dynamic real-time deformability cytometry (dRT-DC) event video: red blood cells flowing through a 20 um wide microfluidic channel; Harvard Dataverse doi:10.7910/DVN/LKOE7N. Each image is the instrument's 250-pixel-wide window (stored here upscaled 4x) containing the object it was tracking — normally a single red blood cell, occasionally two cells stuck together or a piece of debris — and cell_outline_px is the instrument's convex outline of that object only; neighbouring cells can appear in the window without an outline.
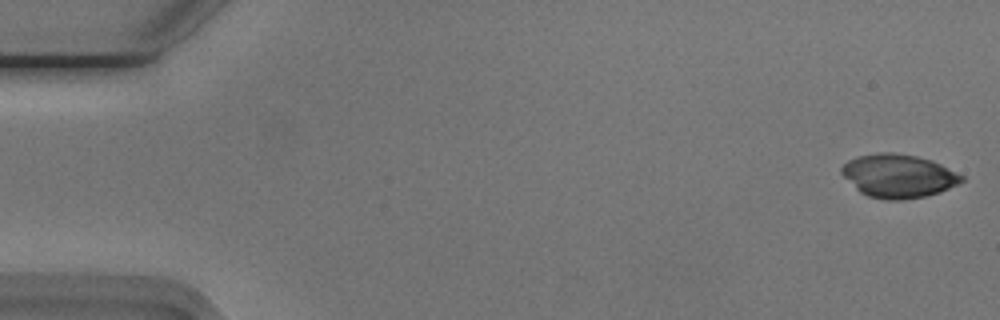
{"species": "Egyptian fruit bat (a non-hibernating species)", "species_latin": "Rousettus aegyptiacus", "temperature_condition": "cold", "stored_images_in_passage": 50, "camera_frame_rate_fps": 3000, "um_per_image_px": 0.085, "animal": {"sex": "male"}, "frame": {"image": 1, "passage_image": 1, "time_ms": 0.0, "image_size_px": [1000, 320], "cell_outline_px": [[964, 180], [940, 192], [924, 196], [900, 200], [884, 200], [868, 196], [860, 192], [840, 172], [840, 168], [848, 160], [856, 156], [880, 152], [892, 152], [916, 156], [932, 160], [964, 176]], "centroid_in_image_um": [76.34, 14.95], "position_along_channel_um": 8.7, "area_um2": 30.23}}
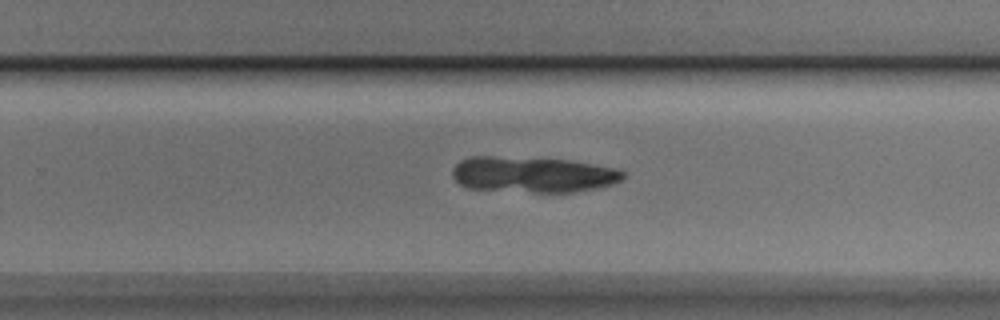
{"frame": {"image": 2, "passage_image": 34, "time_ms": 11.0, "image_size_px": [1000, 320], "cell_outline_px": [[624, 176], [620, 180], [612, 184], [596, 188], [572, 192], [536, 192], [468, 188], [460, 184], [452, 176], [452, 168], [460, 160], [472, 156], [492, 156], [568, 160], [592, 164], [612, 168], [624, 172]], "centroid_in_image_um": [45.24, 14.83], "position_along_channel_um": 284.6, "area_um2": 35.26}}
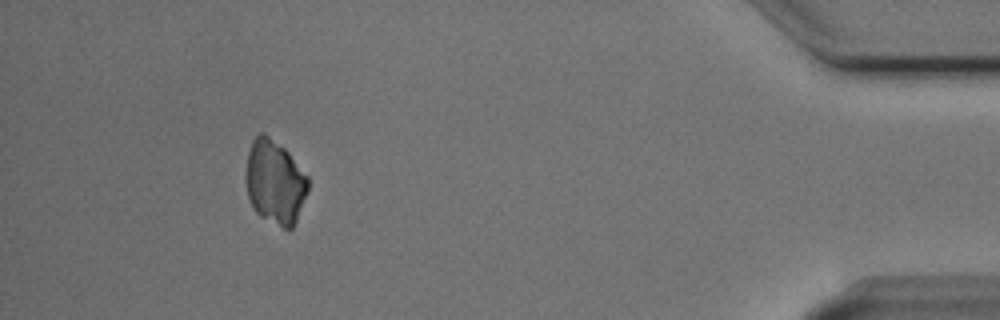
{"frame": {"image": 3, "passage_image": 49, "time_ms": 16.0, "image_size_px": [1000, 320], "cell_outline_px": [[308, 192], [296, 220], [292, 228], [288, 232], [260, 216], [252, 208], [248, 196], [244, 180], [244, 172], [248, 152], [252, 140], [260, 132], [264, 132], [284, 148], [288, 152], [308, 176]], "centroid_in_image_um": [23.34, 15.49], "position_along_channel_um": 411.9, "area_um2": 30.98}}